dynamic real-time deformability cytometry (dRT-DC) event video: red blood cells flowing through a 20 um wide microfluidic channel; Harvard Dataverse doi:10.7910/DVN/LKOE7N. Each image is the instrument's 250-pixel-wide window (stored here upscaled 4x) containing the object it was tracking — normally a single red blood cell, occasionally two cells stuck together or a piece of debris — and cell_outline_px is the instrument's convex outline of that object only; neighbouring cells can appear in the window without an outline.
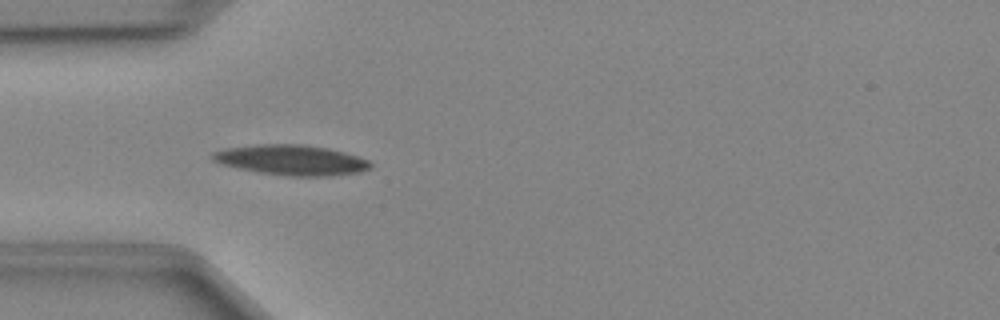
{"species": "Egyptian fruit bat (a non-hibernating species)", "species_latin": "Rousettus aegyptiacus", "temperature_condition": "cold", "stored_images_in_passage": 33, "camera_frame_rate_fps": 3000, "um_per_image_px": 0.085, "animal": {"sex": "female"}, "frame": {"image": 1, "passage_image": 2, "time_ms": 0.333, "image_size_px": [1000, 320], "cell_outline_px": [[372, 168], [360, 172], [328, 176], [288, 176], [256, 172], [236, 168], [220, 164], [212, 160], [212, 152], [224, 148], [256, 144], [304, 144], [328, 148], [344, 152], [368, 160], [372, 164]], "centroid_in_image_um": [24.73, 13.6], "position_along_channel_um": 60.3, "area_um2": 28.09}}
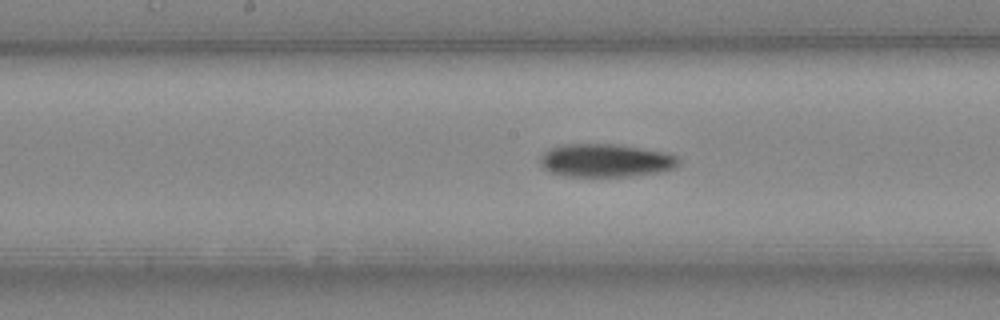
{"frame": {"image": 2, "passage_image": 12, "time_ms": 3.667, "image_size_px": [1000, 320], "cell_outline_px": [[680, 164], [672, 168], [660, 172], [628, 176], [564, 176], [548, 172], [540, 164], [540, 156], [544, 152], [552, 148], [564, 144], [620, 144], [668, 152], [676, 156], [680, 160]], "centroid_in_image_um": [51.49, 13.63], "position_along_channel_um": 196.7, "area_um2": 26.93}}
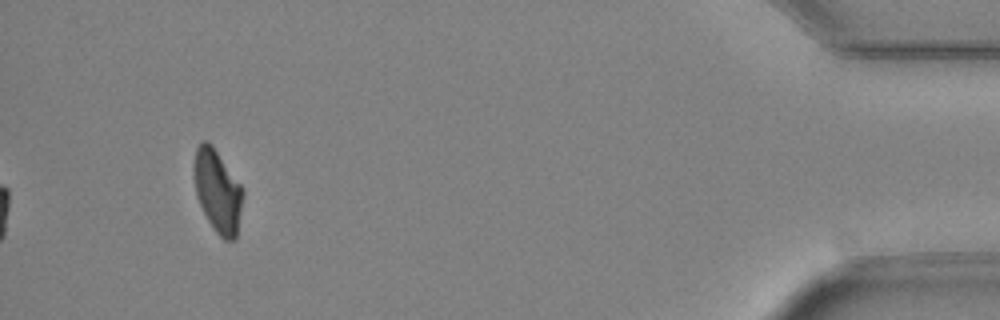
{"frame": {"image": 3, "passage_image": 33, "time_ms": 10.667, "image_size_px": [1000, 320], "cell_outline_px": [[244, 196], [236, 240], [224, 240], [216, 232], [208, 220], [196, 196], [192, 168], [196, 148], [204, 140], [208, 140], [212, 144], [244, 188]], "centroid_in_image_um": [18.5, 16.23], "position_along_channel_um": 416.7, "area_um2": 23.99}}